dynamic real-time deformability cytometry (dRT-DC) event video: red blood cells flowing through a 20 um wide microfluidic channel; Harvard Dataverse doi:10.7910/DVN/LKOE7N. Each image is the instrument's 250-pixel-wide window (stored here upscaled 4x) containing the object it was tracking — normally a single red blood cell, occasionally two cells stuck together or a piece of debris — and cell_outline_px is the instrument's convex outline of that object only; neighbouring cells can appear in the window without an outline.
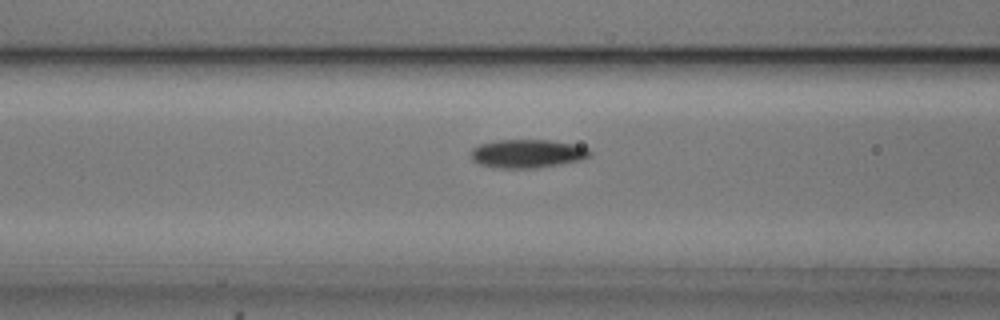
{"species": "common noctule bat (a hibernating species)", "species_latin": "Nyctalus noctula", "temperature_condition": "cold", "stored_images_in_passage": 52, "camera_frame_rate_fps": 3000, "um_per_image_px": 0.085, "animal": {"sex": "male", "body_mass_g": 20.5, "forearm_length_mm": 52.5}, "frame": {"image": 1, "passage_image": 18, "time_ms": 5.667, "image_size_px": [1000, 320], "cell_outline_px": [[592, 152], [588, 156], [580, 160], [560, 164], [536, 168], [496, 168], [480, 164], [472, 160], [472, 148], [480, 144], [496, 140], [548, 140], [576, 144], [588, 148]], "centroid_in_image_um": [44.83, 13.05], "position_along_channel_um": 121.8, "area_um2": 19.71}}
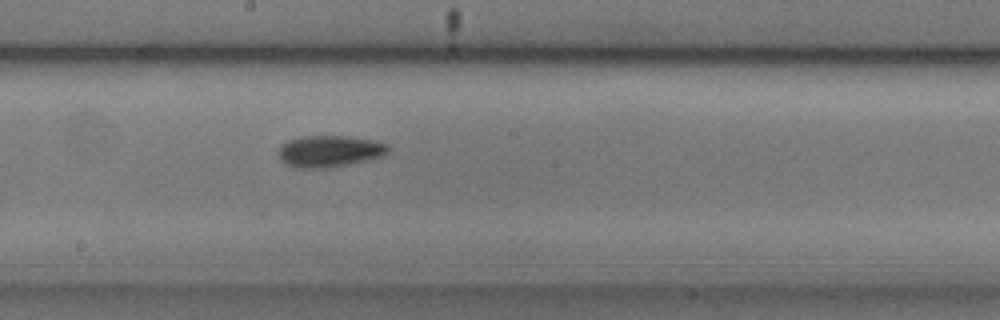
{"frame": {"image": 2, "passage_image": 26, "time_ms": 8.333, "image_size_px": [1000, 320], "cell_outline_px": [[388, 152], [384, 156], [368, 160], [328, 168], [300, 168], [284, 164], [280, 160], [280, 144], [288, 140], [300, 136], [348, 136], [376, 140], [388, 144]], "centroid_in_image_um": [28.02, 12.85], "position_along_channel_um": 220.2, "area_um2": 20.4}}
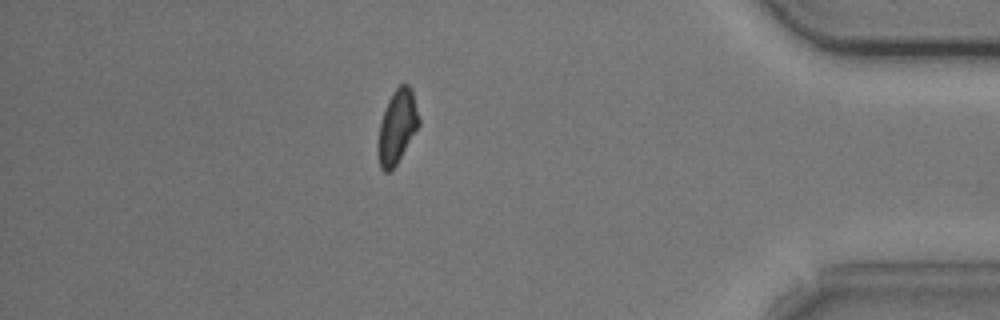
{"frame": {"image": 3, "passage_image": 44, "time_ms": 14.333, "image_size_px": [1000, 320], "cell_outline_px": [[420, 124], [396, 164], [388, 172], [384, 172], [380, 168], [376, 152], [376, 144], [380, 120], [388, 100], [396, 88], [400, 84], [408, 84], [412, 88], [420, 120]], "centroid_in_image_um": [33.72, 10.77], "position_along_channel_um": 401.5, "area_um2": 17.74}, "authors_computed_cell_mechanics": {"area_um2": 18.6405, "velocity_mm_per_s": 3.6849, "shape_relaxation_time_tau1_ms": 4.3118, "shape_relaxation_time_tau2_ms": 8.5941, "deformation_change_tau1": 0.1092, "deformation_change_tau2": 0.1544}}